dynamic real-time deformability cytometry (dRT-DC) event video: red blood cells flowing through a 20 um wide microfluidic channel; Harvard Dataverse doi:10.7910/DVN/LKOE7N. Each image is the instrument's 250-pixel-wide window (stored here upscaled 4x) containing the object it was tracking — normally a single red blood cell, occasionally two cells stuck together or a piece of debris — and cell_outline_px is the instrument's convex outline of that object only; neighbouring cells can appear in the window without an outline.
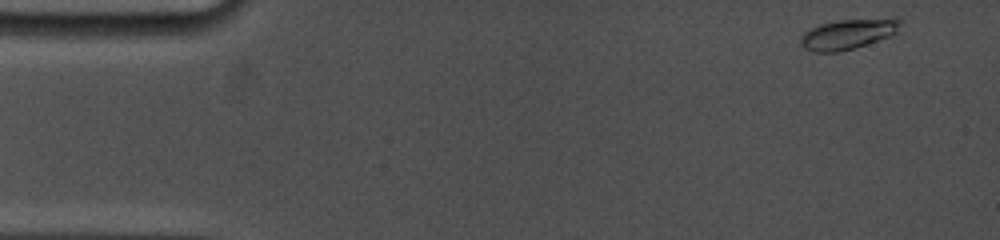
{"species": "common noctule bat (a hibernating species)", "species_latin": "Nyctalus noctula", "temperature_condition": "cold", "stored_images_in_passage": 23, "camera_frame_rate_fps": 5000, "um_per_image_px": 0.085, "animal": {"sex": "female", "body_mass_g": 19.0, "forearm_length_mm": 53.3}, "frame": {"image": 1, "passage_image": 1, "time_ms": 0.0, "image_size_px": [1000, 240], "cell_outline_px": [[904, 20], [896, 32], [892, 36], [856, 48], [840, 52], [812, 52], [804, 48], [800, 44], [800, 40], [804, 32], [820, 24], [840, 20], [892, 16], [900, 16]], "centroid_in_image_um": [72.2, 2.87], "position_along_channel_um": 12.8, "area_um2": 18.26}}
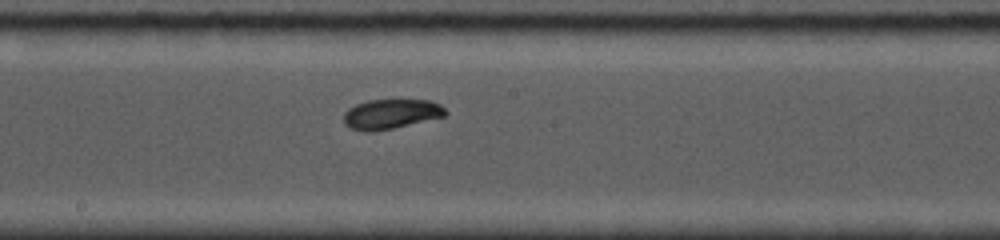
{"frame": {"image": 2, "passage_image": 15, "time_ms": 8.2, "image_size_px": [1000, 240], "cell_outline_px": [[448, 112], [444, 116], [392, 128], [372, 132], [364, 132], [348, 128], [344, 124], [344, 112], [348, 108], [356, 104], [368, 100], [428, 100], [440, 104]], "centroid_in_image_um": [33.18, 9.69], "position_along_channel_um": 215.0, "area_um2": 17.63}}
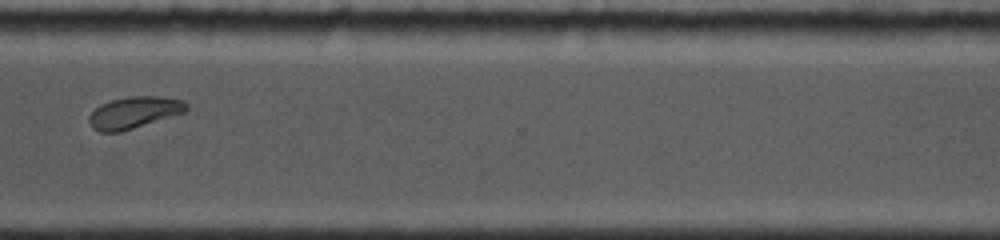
{"frame": {"image": 3, "passage_image": 23, "time_ms": 12.0, "image_size_px": [1000, 240], "cell_outline_px": [[188, 108], [184, 112], [120, 132], [100, 132], [92, 128], [88, 120], [88, 116], [100, 104], [112, 100], [128, 96], [160, 96], [184, 100], [188, 104]], "centroid_in_image_um": [11.38, 9.55], "position_along_channel_um": 359.2, "area_um2": 17.92}}